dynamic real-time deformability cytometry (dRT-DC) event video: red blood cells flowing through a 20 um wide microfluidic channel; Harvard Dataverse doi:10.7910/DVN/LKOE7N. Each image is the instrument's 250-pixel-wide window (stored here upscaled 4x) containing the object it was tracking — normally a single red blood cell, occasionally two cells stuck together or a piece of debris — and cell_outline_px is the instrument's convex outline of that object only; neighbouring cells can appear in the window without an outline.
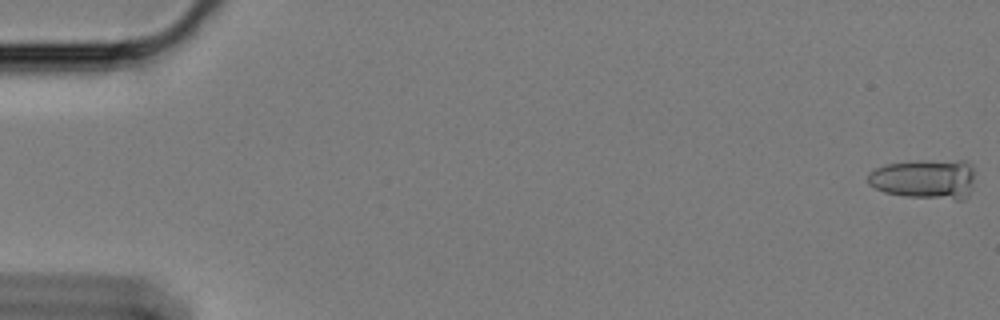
{"species": "Egyptian fruit bat (a non-hibernating species)", "species_latin": "Rousettus aegyptiacus", "temperature_condition": "cold", "stored_images_in_passage": 60, "camera_frame_rate_fps": 3000, "um_per_image_px": 0.085, "animal": {"sex": "female"}, "frame": {"image": 1, "passage_image": 1, "time_ms": 0.0, "image_size_px": [1000, 320], "cell_outline_px": [[972, 180], [968, 196], [964, 200], [956, 200], [904, 196], [884, 192], [868, 184], [868, 172], [884, 164], [908, 160], [968, 160], [972, 164]], "centroid_in_image_um": [78.58, 15.19], "position_along_channel_um": 6.4, "area_um2": 25.32}}
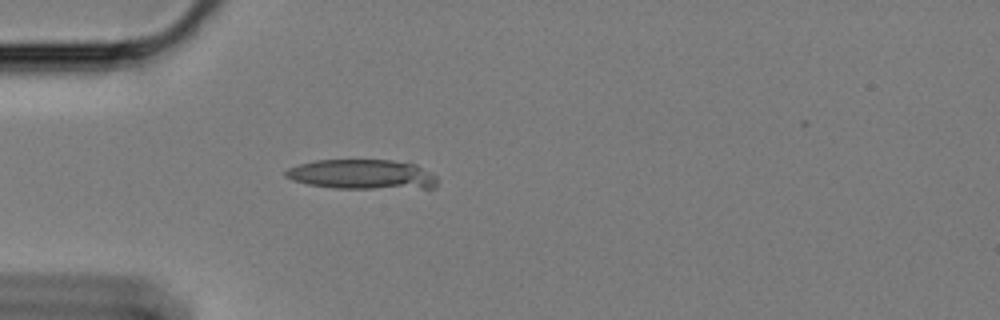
{"frame": {"image": 2, "passage_image": 18, "time_ms": 5.667, "image_size_px": [1000, 320], "cell_outline_px": [[436, 188], [336, 188], [308, 184], [292, 180], [284, 176], [284, 172], [288, 168], [300, 164], [316, 160], [392, 160], [416, 164], [432, 172], [436, 176]], "centroid_in_image_um": [30.8, 14.82], "position_along_channel_um": 54.2, "area_um2": 26.36}}